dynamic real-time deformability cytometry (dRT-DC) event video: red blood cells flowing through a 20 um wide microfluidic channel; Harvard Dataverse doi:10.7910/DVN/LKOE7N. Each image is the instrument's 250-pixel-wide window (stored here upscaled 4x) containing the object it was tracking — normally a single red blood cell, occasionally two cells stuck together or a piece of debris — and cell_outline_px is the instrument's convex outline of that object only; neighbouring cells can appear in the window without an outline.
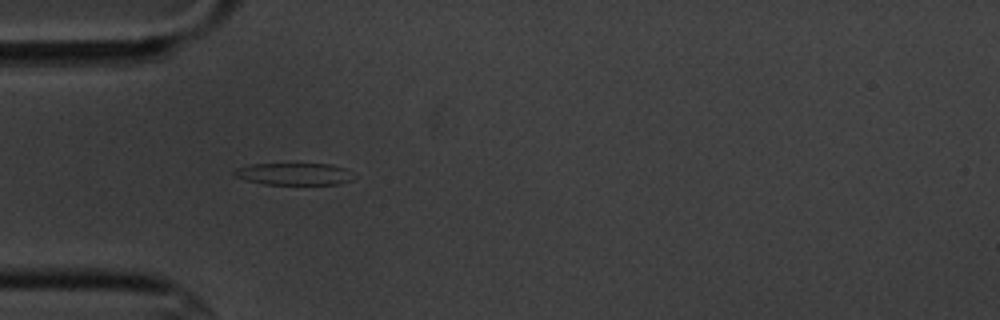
{"species": "common noctule bat (a hibernating species)", "species_latin": "Nyctalus noctula", "temperature_condition": "cold", "stored_images_in_passage": 4, "camera_frame_rate_fps": 3000, "um_per_image_px": 0.085, "animal": {"sex": "male", "body_mass_g": 20.1, "forearm_length_mm": 53.5}, "frame": {"image": 1, "passage_image": 2, "time_ms": 1.0, "image_size_px": [1000, 320], "cell_outline_px": [[352, 180], [340, 184], [264, 184], [244, 180], [236, 176], [232, 172], [236, 168], [252, 164], [332, 164], [344, 168]], "centroid_in_image_um": [24.92, 14.79], "position_along_channel_um": 60.1, "area_um2": 15.09}}
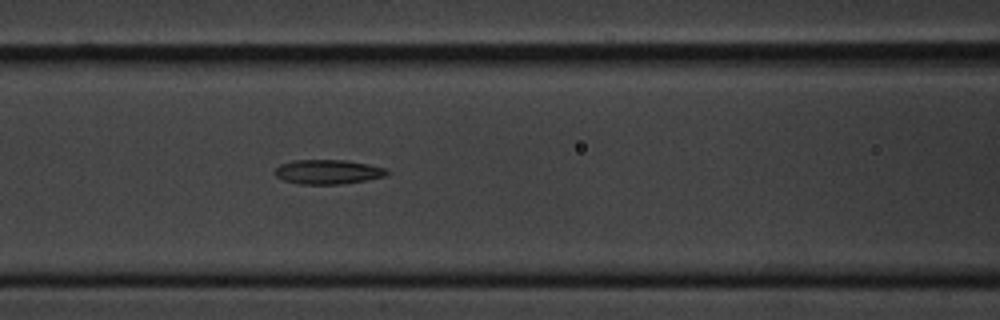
{"frame": {"image": 2, "passage_image": 4, "time_ms": 3.333, "image_size_px": [1000, 320], "cell_outline_px": [[388, 172], [384, 176], [364, 180], [340, 184], [300, 184], [284, 180], [276, 176], [272, 172], [280, 164], [292, 160], [348, 160], [388, 168]], "centroid_in_image_um": [27.84, 14.59], "position_along_channel_um": 138.8, "area_um2": 15.95}}